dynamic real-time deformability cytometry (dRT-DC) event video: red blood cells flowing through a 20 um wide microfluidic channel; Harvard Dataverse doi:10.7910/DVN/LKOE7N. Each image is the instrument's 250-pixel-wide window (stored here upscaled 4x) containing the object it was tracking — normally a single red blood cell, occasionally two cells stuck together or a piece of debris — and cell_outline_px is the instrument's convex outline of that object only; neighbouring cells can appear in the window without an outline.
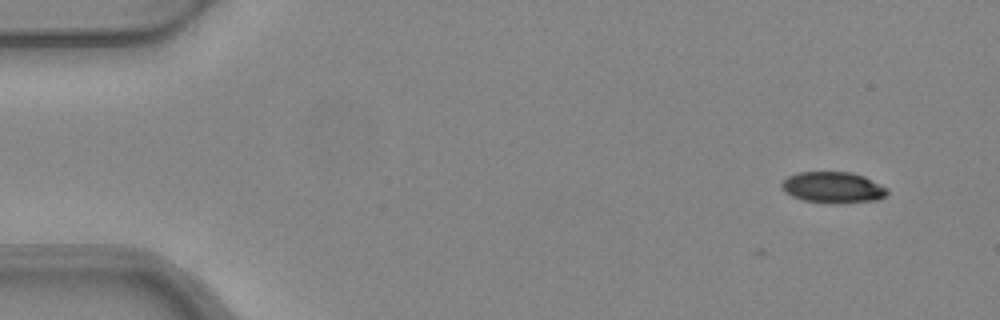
{"species": "common noctule bat (a hibernating species)", "species_latin": "Nyctalus noctula", "temperature_condition": "warm", "stored_images_in_passage": 4, "camera_frame_rate_fps": 3000, "um_per_image_px": 0.085, "animal": {"sex": "female", "body_mass_g": 24.6, "forearm_length_mm": 56.2}, "frame": {"image": 1, "passage_image": 1, "time_ms": 0.0, "image_size_px": [1000, 320], "cell_outline_px": [[888, 192], [884, 196], [876, 200], [840, 204], [836, 204], [804, 200], [792, 196], [784, 192], [780, 188], [780, 184], [788, 176], [800, 172], [852, 172], [864, 176], [888, 188]], "centroid_in_image_um": [70.79, 15.94], "position_along_channel_um": 14.2, "area_um2": 19.31}}
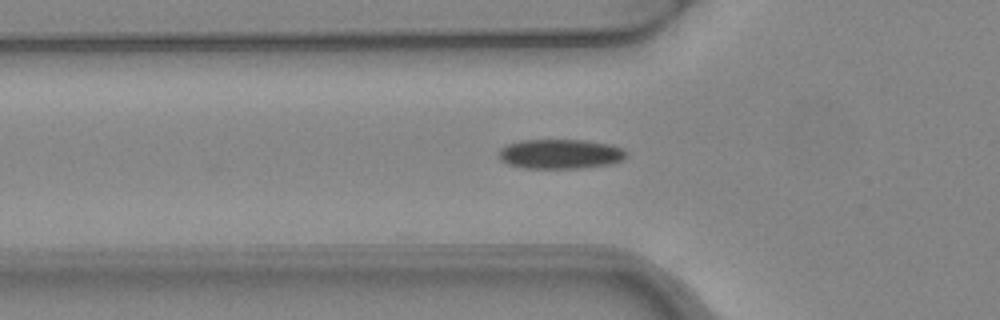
{"frame": {"image": 2, "passage_image": 4, "time_ms": 1.0, "image_size_px": [1000, 320], "cell_outline_px": [[628, 156], [624, 160], [608, 164], [580, 168], [524, 168], [508, 164], [500, 160], [500, 148], [508, 144], [520, 140], [588, 140], [612, 144], [624, 148], [628, 152]], "centroid_in_image_um": [47.69, 13.08], "position_along_channel_um": 78.1, "area_um2": 22.25}}